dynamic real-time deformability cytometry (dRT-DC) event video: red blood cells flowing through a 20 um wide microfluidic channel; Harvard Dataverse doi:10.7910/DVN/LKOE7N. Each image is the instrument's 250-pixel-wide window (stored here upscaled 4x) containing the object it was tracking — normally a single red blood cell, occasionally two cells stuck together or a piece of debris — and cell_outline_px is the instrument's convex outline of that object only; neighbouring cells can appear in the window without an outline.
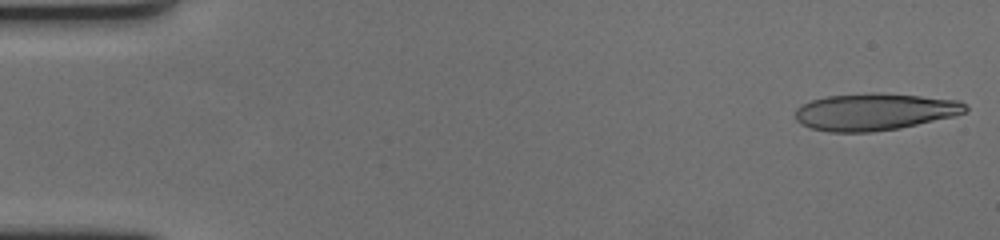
{"species": "human", "species_latin": "Homo sapiens", "temperature_condition": "cold", "stored_images_in_passage": 59, "camera_frame_rate_fps": 3000, "um_per_image_px": 0.085, "donor": {"sex": "female"}, "frame": {"image": 1, "passage_image": 1, "time_ms": 0.0, "image_size_px": [1000, 240], "cell_outline_px": [[968, 108], [964, 112], [956, 116], [900, 128], [872, 132], [828, 132], [812, 128], [800, 124], [796, 120], [796, 108], [812, 100], [828, 96], [920, 96], [960, 100]], "centroid_in_image_um": [74.36, 9.56], "position_along_channel_um": 10.6, "area_um2": 35.37}}
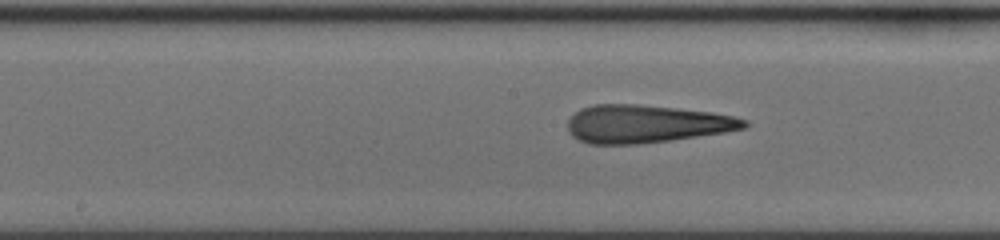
{"frame": {"image": 2, "passage_image": 30, "time_ms": 9.667, "image_size_px": [1000, 240], "cell_outline_px": [[748, 124], [744, 128], [724, 132], [672, 140], [636, 144], [588, 144], [572, 136], [568, 132], [568, 120], [580, 108], [592, 104], [636, 104], [676, 108], [712, 112], [732, 116], [748, 120]], "centroid_in_image_um": [54.9, 10.53], "position_along_channel_um": 193.3, "area_um2": 38.96}}
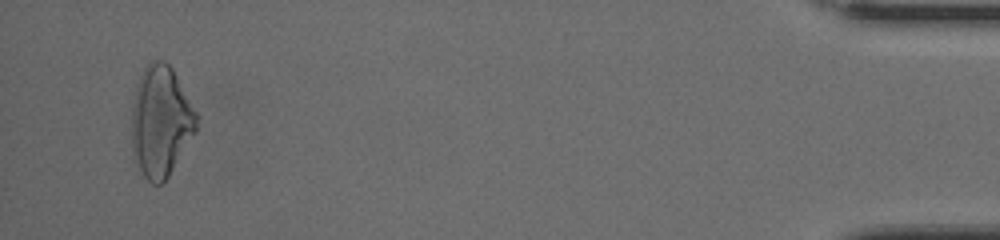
{"frame": {"image": 3, "passage_image": 57, "time_ms": 18.667, "image_size_px": [1000, 240], "cell_outline_px": [[196, 128], [168, 176], [160, 184], [152, 184], [144, 176], [140, 168], [132, 148], [132, 108], [136, 88], [140, 76], [148, 60], [164, 60], [172, 68], [196, 112]], "centroid_in_image_um": [13.64, 10.27], "position_along_channel_um": 421.6, "area_um2": 40.92}, "authors_computed_cell_mechanics": {"area_um2": 38.0902, "velocity_mm_per_s": 3.436, "shape_relaxation_time_tau1_ms": 9.627, "shape_relaxation_time_tau2_ms": 2.288, "deformation_change_tau1": 0.278, "deformation_change_tau2": 0.1443}}